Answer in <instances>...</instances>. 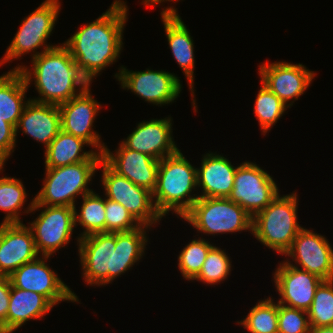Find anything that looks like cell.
<instances>
[{
  "instance_id": "obj_9",
  "label": "cell",
  "mask_w": 333,
  "mask_h": 333,
  "mask_svg": "<svg viewBox=\"0 0 333 333\" xmlns=\"http://www.w3.org/2000/svg\"><path fill=\"white\" fill-rule=\"evenodd\" d=\"M34 198L24 213L43 208L39 216L29 224L36 249L41 256H51L65 247L72 237L75 218L74 207L33 205Z\"/></svg>"
},
{
  "instance_id": "obj_17",
  "label": "cell",
  "mask_w": 333,
  "mask_h": 333,
  "mask_svg": "<svg viewBox=\"0 0 333 333\" xmlns=\"http://www.w3.org/2000/svg\"><path fill=\"white\" fill-rule=\"evenodd\" d=\"M276 292L280 295L278 304L308 311L316 289L323 281L318 276L292 266L286 261L279 264L274 272Z\"/></svg>"
},
{
  "instance_id": "obj_24",
  "label": "cell",
  "mask_w": 333,
  "mask_h": 333,
  "mask_svg": "<svg viewBox=\"0 0 333 333\" xmlns=\"http://www.w3.org/2000/svg\"><path fill=\"white\" fill-rule=\"evenodd\" d=\"M54 305L43 295L11 285L9 309L0 333H13L26 321L44 318Z\"/></svg>"
},
{
  "instance_id": "obj_15",
  "label": "cell",
  "mask_w": 333,
  "mask_h": 333,
  "mask_svg": "<svg viewBox=\"0 0 333 333\" xmlns=\"http://www.w3.org/2000/svg\"><path fill=\"white\" fill-rule=\"evenodd\" d=\"M90 90L88 86L81 94L58 105L61 130L83 139L88 143V147L98 148L96 152L103 154L106 145L101 141V135L92 128L102 105L92 97Z\"/></svg>"
},
{
  "instance_id": "obj_2",
  "label": "cell",
  "mask_w": 333,
  "mask_h": 333,
  "mask_svg": "<svg viewBox=\"0 0 333 333\" xmlns=\"http://www.w3.org/2000/svg\"><path fill=\"white\" fill-rule=\"evenodd\" d=\"M126 2L115 0L96 20L81 26L63 45L81 74L92 83L99 72L116 62L123 46L127 21Z\"/></svg>"
},
{
  "instance_id": "obj_1",
  "label": "cell",
  "mask_w": 333,
  "mask_h": 333,
  "mask_svg": "<svg viewBox=\"0 0 333 333\" xmlns=\"http://www.w3.org/2000/svg\"><path fill=\"white\" fill-rule=\"evenodd\" d=\"M141 225L128 232L93 233L77 238L84 281L90 286L112 283L131 269L144 254L148 238Z\"/></svg>"
},
{
  "instance_id": "obj_18",
  "label": "cell",
  "mask_w": 333,
  "mask_h": 333,
  "mask_svg": "<svg viewBox=\"0 0 333 333\" xmlns=\"http://www.w3.org/2000/svg\"><path fill=\"white\" fill-rule=\"evenodd\" d=\"M102 160L118 175L151 192L156 188L159 160L127 148L122 142L113 154L107 146Z\"/></svg>"
},
{
  "instance_id": "obj_12",
  "label": "cell",
  "mask_w": 333,
  "mask_h": 333,
  "mask_svg": "<svg viewBox=\"0 0 333 333\" xmlns=\"http://www.w3.org/2000/svg\"><path fill=\"white\" fill-rule=\"evenodd\" d=\"M51 256H43L23 264L8 278L15 288L32 291L45 296L54 306L61 301L79 302L70 288L51 270L45 260Z\"/></svg>"
},
{
  "instance_id": "obj_3",
  "label": "cell",
  "mask_w": 333,
  "mask_h": 333,
  "mask_svg": "<svg viewBox=\"0 0 333 333\" xmlns=\"http://www.w3.org/2000/svg\"><path fill=\"white\" fill-rule=\"evenodd\" d=\"M31 59L32 69L18 65L11 70H19L28 86L34 79L41 98L30 99L32 101L59 105L81 94L91 84L63 44L45 52H35Z\"/></svg>"
},
{
  "instance_id": "obj_38",
  "label": "cell",
  "mask_w": 333,
  "mask_h": 333,
  "mask_svg": "<svg viewBox=\"0 0 333 333\" xmlns=\"http://www.w3.org/2000/svg\"><path fill=\"white\" fill-rule=\"evenodd\" d=\"M310 333H333V326L310 327Z\"/></svg>"
},
{
  "instance_id": "obj_21",
  "label": "cell",
  "mask_w": 333,
  "mask_h": 333,
  "mask_svg": "<svg viewBox=\"0 0 333 333\" xmlns=\"http://www.w3.org/2000/svg\"><path fill=\"white\" fill-rule=\"evenodd\" d=\"M162 22L172 55L188 79L191 96H194V43L186 24L177 13V9L167 7L161 12Z\"/></svg>"
},
{
  "instance_id": "obj_27",
  "label": "cell",
  "mask_w": 333,
  "mask_h": 333,
  "mask_svg": "<svg viewBox=\"0 0 333 333\" xmlns=\"http://www.w3.org/2000/svg\"><path fill=\"white\" fill-rule=\"evenodd\" d=\"M81 210L74 207L75 226L81 225L85 229L79 236L84 237L93 233L105 232V197L92 191L82 196ZM78 223V224H77Z\"/></svg>"
},
{
  "instance_id": "obj_26",
  "label": "cell",
  "mask_w": 333,
  "mask_h": 333,
  "mask_svg": "<svg viewBox=\"0 0 333 333\" xmlns=\"http://www.w3.org/2000/svg\"><path fill=\"white\" fill-rule=\"evenodd\" d=\"M83 139L60 130L45 151V168H56L89 160L96 151H83ZM83 151V152H82Z\"/></svg>"
},
{
  "instance_id": "obj_10",
  "label": "cell",
  "mask_w": 333,
  "mask_h": 333,
  "mask_svg": "<svg viewBox=\"0 0 333 333\" xmlns=\"http://www.w3.org/2000/svg\"><path fill=\"white\" fill-rule=\"evenodd\" d=\"M99 167L102 169L101 182L106 198L123 205L140 225L152 227L161 221L162 216L155 207L150 190L118 175L103 160Z\"/></svg>"
},
{
  "instance_id": "obj_29",
  "label": "cell",
  "mask_w": 333,
  "mask_h": 333,
  "mask_svg": "<svg viewBox=\"0 0 333 333\" xmlns=\"http://www.w3.org/2000/svg\"><path fill=\"white\" fill-rule=\"evenodd\" d=\"M238 324L250 333H278V302L271 297L260 300Z\"/></svg>"
},
{
  "instance_id": "obj_5",
  "label": "cell",
  "mask_w": 333,
  "mask_h": 333,
  "mask_svg": "<svg viewBox=\"0 0 333 333\" xmlns=\"http://www.w3.org/2000/svg\"><path fill=\"white\" fill-rule=\"evenodd\" d=\"M101 161L102 154L96 152L87 161L45 168L44 186L34 197L33 205L75 207V198L78 195L84 196L93 191L88 185Z\"/></svg>"
},
{
  "instance_id": "obj_8",
  "label": "cell",
  "mask_w": 333,
  "mask_h": 333,
  "mask_svg": "<svg viewBox=\"0 0 333 333\" xmlns=\"http://www.w3.org/2000/svg\"><path fill=\"white\" fill-rule=\"evenodd\" d=\"M60 5L59 0H45L22 20L19 30L0 61V66L9 61L12 62L13 59L17 60L31 51L34 53L39 48L44 47L40 52H45L58 46L47 45L46 40L53 33L61 9Z\"/></svg>"
},
{
  "instance_id": "obj_11",
  "label": "cell",
  "mask_w": 333,
  "mask_h": 333,
  "mask_svg": "<svg viewBox=\"0 0 333 333\" xmlns=\"http://www.w3.org/2000/svg\"><path fill=\"white\" fill-rule=\"evenodd\" d=\"M279 194L276 182L256 163L245 161L237 166L230 196L252 217L269 205Z\"/></svg>"
},
{
  "instance_id": "obj_36",
  "label": "cell",
  "mask_w": 333,
  "mask_h": 333,
  "mask_svg": "<svg viewBox=\"0 0 333 333\" xmlns=\"http://www.w3.org/2000/svg\"><path fill=\"white\" fill-rule=\"evenodd\" d=\"M15 146L16 128L0 117V165H5Z\"/></svg>"
},
{
  "instance_id": "obj_14",
  "label": "cell",
  "mask_w": 333,
  "mask_h": 333,
  "mask_svg": "<svg viewBox=\"0 0 333 333\" xmlns=\"http://www.w3.org/2000/svg\"><path fill=\"white\" fill-rule=\"evenodd\" d=\"M284 255L295 261L286 260L292 266L298 263L302 270L323 280L333 279V249L324 235L302 228Z\"/></svg>"
},
{
  "instance_id": "obj_37",
  "label": "cell",
  "mask_w": 333,
  "mask_h": 333,
  "mask_svg": "<svg viewBox=\"0 0 333 333\" xmlns=\"http://www.w3.org/2000/svg\"><path fill=\"white\" fill-rule=\"evenodd\" d=\"M11 282L8 277L0 276V326L6 321L9 309Z\"/></svg>"
},
{
  "instance_id": "obj_20",
  "label": "cell",
  "mask_w": 333,
  "mask_h": 333,
  "mask_svg": "<svg viewBox=\"0 0 333 333\" xmlns=\"http://www.w3.org/2000/svg\"><path fill=\"white\" fill-rule=\"evenodd\" d=\"M127 139L121 141L127 148L161 160L179 150L172 137V119H151L137 124Z\"/></svg>"
},
{
  "instance_id": "obj_35",
  "label": "cell",
  "mask_w": 333,
  "mask_h": 333,
  "mask_svg": "<svg viewBox=\"0 0 333 333\" xmlns=\"http://www.w3.org/2000/svg\"><path fill=\"white\" fill-rule=\"evenodd\" d=\"M278 333H310L307 312L278 304Z\"/></svg>"
},
{
  "instance_id": "obj_6",
  "label": "cell",
  "mask_w": 333,
  "mask_h": 333,
  "mask_svg": "<svg viewBox=\"0 0 333 333\" xmlns=\"http://www.w3.org/2000/svg\"><path fill=\"white\" fill-rule=\"evenodd\" d=\"M280 196L278 194L253 217L251 234L266 247L284 255L303 227L297 220L298 195L291 193Z\"/></svg>"
},
{
  "instance_id": "obj_31",
  "label": "cell",
  "mask_w": 333,
  "mask_h": 333,
  "mask_svg": "<svg viewBox=\"0 0 333 333\" xmlns=\"http://www.w3.org/2000/svg\"><path fill=\"white\" fill-rule=\"evenodd\" d=\"M307 314L310 327L333 326V279L320 283Z\"/></svg>"
},
{
  "instance_id": "obj_7",
  "label": "cell",
  "mask_w": 333,
  "mask_h": 333,
  "mask_svg": "<svg viewBox=\"0 0 333 333\" xmlns=\"http://www.w3.org/2000/svg\"><path fill=\"white\" fill-rule=\"evenodd\" d=\"M181 219L204 234L252 232L253 217L229 198L199 197Z\"/></svg>"
},
{
  "instance_id": "obj_25",
  "label": "cell",
  "mask_w": 333,
  "mask_h": 333,
  "mask_svg": "<svg viewBox=\"0 0 333 333\" xmlns=\"http://www.w3.org/2000/svg\"><path fill=\"white\" fill-rule=\"evenodd\" d=\"M28 87L19 70H11L0 76V117L15 128L30 100H24Z\"/></svg>"
},
{
  "instance_id": "obj_28",
  "label": "cell",
  "mask_w": 333,
  "mask_h": 333,
  "mask_svg": "<svg viewBox=\"0 0 333 333\" xmlns=\"http://www.w3.org/2000/svg\"><path fill=\"white\" fill-rule=\"evenodd\" d=\"M27 196L21 180L0 177V210L6 212L2 223H22L19 214Z\"/></svg>"
},
{
  "instance_id": "obj_34",
  "label": "cell",
  "mask_w": 333,
  "mask_h": 333,
  "mask_svg": "<svg viewBox=\"0 0 333 333\" xmlns=\"http://www.w3.org/2000/svg\"><path fill=\"white\" fill-rule=\"evenodd\" d=\"M105 232H128L141 225L120 203L105 197Z\"/></svg>"
},
{
  "instance_id": "obj_23",
  "label": "cell",
  "mask_w": 333,
  "mask_h": 333,
  "mask_svg": "<svg viewBox=\"0 0 333 333\" xmlns=\"http://www.w3.org/2000/svg\"><path fill=\"white\" fill-rule=\"evenodd\" d=\"M197 168V186L202 193L199 197L228 198L234 187L237 166L222 155L206 153Z\"/></svg>"
},
{
  "instance_id": "obj_40",
  "label": "cell",
  "mask_w": 333,
  "mask_h": 333,
  "mask_svg": "<svg viewBox=\"0 0 333 333\" xmlns=\"http://www.w3.org/2000/svg\"><path fill=\"white\" fill-rule=\"evenodd\" d=\"M2 168H4L3 165H0V171H3ZM0 173H1V172H0Z\"/></svg>"
},
{
  "instance_id": "obj_39",
  "label": "cell",
  "mask_w": 333,
  "mask_h": 333,
  "mask_svg": "<svg viewBox=\"0 0 333 333\" xmlns=\"http://www.w3.org/2000/svg\"><path fill=\"white\" fill-rule=\"evenodd\" d=\"M167 2V1H178V0H143L142 3L145 4L146 6H156L157 4L163 3V2Z\"/></svg>"
},
{
  "instance_id": "obj_33",
  "label": "cell",
  "mask_w": 333,
  "mask_h": 333,
  "mask_svg": "<svg viewBox=\"0 0 333 333\" xmlns=\"http://www.w3.org/2000/svg\"><path fill=\"white\" fill-rule=\"evenodd\" d=\"M225 250L213 246L204 261L200 273L194 279L208 285H215L227 279L231 272V261Z\"/></svg>"
},
{
  "instance_id": "obj_32",
  "label": "cell",
  "mask_w": 333,
  "mask_h": 333,
  "mask_svg": "<svg viewBox=\"0 0 333 333\" xmlns=\"http://www.w3.org/2000/svg\"><path fill=\"white\" fill-rule=\"evenodd\" d=\"M203 238L192 240L178 256V268L186 280H194L200 273L209 250L213 247Z\"/></svg>"
},
{
  "instance_id": "obj_4",
  "label": "cell",
  "mask_w": 333,
  "mask_h": 333,
  "mask_svg": "<svg viewBox=\"0 0 333 333\" xmlns=\"http://www.w3.org/2000/svg\"><path fill=\"white\" fill-rule=\"evenodd\" d=\"M197 187V168L192 166L179 149L159 160L157 184L153 201L162 217L169 211L183 217L199 199L192 191Z\"/></svg>"
},
{
  "instance_id": "obj_19",
  "label": "cell",
  "mask_w": 333,
  "mask_h": 333,
  "mask_svg": "<svg viewBox=\"0 0 333 333\" xmlns=\"http://www.w3.org/2000/svg\"><path fill=\"white\" fill-rule=\"evenodd\" d=\"M32 232L22 223H0V276L9 277L23 264L38 258Z\"/></svg>"
},
{
  "instance_id": "obj_13",
  "label": "cell",
  "mask_w": 333,
  "mask_h": 333,
  "mask_svg": "<svg viewBox=\"0 0 333 333\" xmlns=\"http://www.w3.org/2000/svg\"><path fill=\"white\" fill-rule=\"evenodd\" d=\"M115 77L123 89L131 90L148 103L166 105L172 103L181 92L180 79L166 71H128L121 66Z\"/></svg>"
},
{
  "instance_id": "obj_22",
  "label": "cell",
  "mask_w": 333,
  "mask_h": 333,
  "mask_svg": "<svg viewBox=\"0 0 333 333\" xmlns=\"http://www.w3.org/2000/svg\"><path fill=\"white\" fill-rule=\"evenodd\" d=\"M19 129L37 142L43 143L46 149L61 130V113L58 105L29 100L16 127V137Z\"/></svg>"
},
{
  "instance_id": "obj_30",
  "label": "cell",
  "mask_w": 333,
  "mask_h": 333,
  "mask_svg": "<svg viewBox=\"0 0 333 333\" xmlns=\"http://www.w3.org/2000/svg\"><path fill=\"white\" fill-rule=\"evenodd\" d=\"M254 104V113L263 135L275 125L287 108H289L262 83Z\"/></svg>"
},
{
  "instance_id": "obj_16",
  "label": "cell",
  "mask_w": 333,
  "mask_h": 333,
  "mask_svg": "<svg viewBox=\"0 0 333 333\" xmlns=\"http://www.w3.org/2000/svg\"><path fill=\"white\" fill-rule=\"evenodd\" d=\"M315 74L300 63L292 64L283 61L268 63L266 61L259 66L261 83L288 107L304 94L315 79ZM292 99L294 100L291 101ZM288 102L290 104H287Z\"/></svg>"
}]
</instances>
